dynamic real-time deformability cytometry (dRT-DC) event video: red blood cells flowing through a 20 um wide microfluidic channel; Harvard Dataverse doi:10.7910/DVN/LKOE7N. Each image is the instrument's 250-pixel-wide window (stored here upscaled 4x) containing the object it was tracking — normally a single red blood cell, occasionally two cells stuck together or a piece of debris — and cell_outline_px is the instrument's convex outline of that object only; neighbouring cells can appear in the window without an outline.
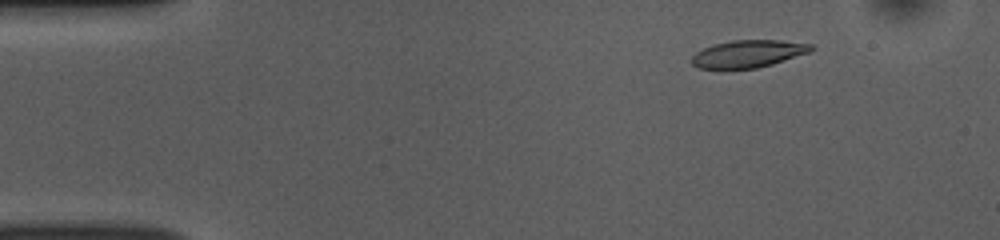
{"species": "common noctule bat (a hibernating species)", "species_latin": "Nyctalus noctula", "temperature_condition": "room temperature", "stored_images_in_passage": 52, "camera_frame_rate_fps": 3000, "um_per_image_px": 0.085, "animal": {"sex": "female", "body_mass_g": 10.0, "forearm_length_mm": 53.1}, "frame": {"image": 1, "passage_image": 7, "time_ms": 2.0, "image_size_px": [1000, 240], "cell_outline_px": [[816, 48], [812, 52], [772, 64], [756, 68], [700, 68], [692, 64], [688, 60], [696, 52], [704, 48], [716, 44], [732, 40], [776, 40], [812, 44]], "centroid_in_image_um": [63.63, 4.57], "position_along_channel_um": 21.4, "area_um2": 19.02}}
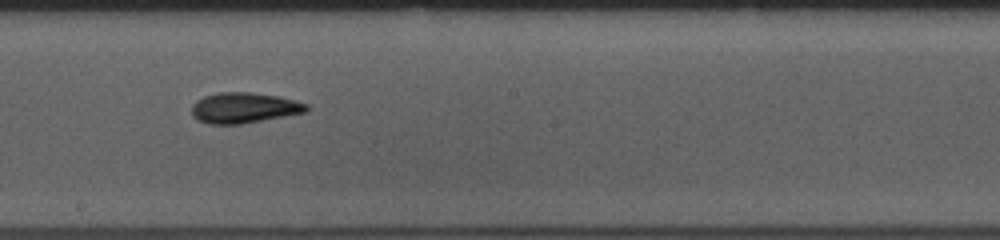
{"frame": {"image": 2, "passage_image": 29, "time_ms": 9.333, "image_size_px": [1000, 240], "cell_outline_px": [[308, 112], [240, 124], [208, 124], [196, 120], [192, 116], [192, 104], [196, 100], [204, 96], [220, 92], [248, 92], [280, 96], [296, 100], [308, 104]], "centroid_in_image_um": [20.74, 9.16], "position_along_channel_um": 227.5, "area_um2": 20.63}}
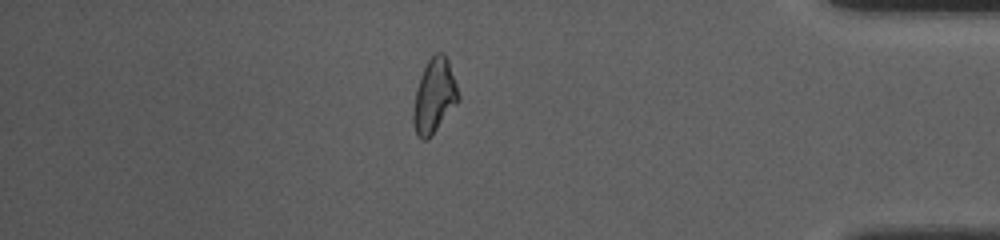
{"frame": {"image": 3, "passage_image": 45, "time_ms": 14.667, "image_size_px": [1000, 240], "cell_outline_px": [[460, 100], [432, 136], [428, 140], [420, 140], [416, 136], [412, 120], [412, 112], [416, 88], [420, 76], [428, 60], [436, 52], [444, 52], [448, 60], [460, 96]], "centroid_in_image_um": [36.9, 8.2], "position_along_channel_um": 398.3, "area_um2": 19.83}, "authors_computed_cell_mechanics": {"area_um2": 19.8254, "velocity_mm_per_s": 3.8573, "shape_relaxation_time_tau1_ms": 3.8346, "shape_relaxation_time_tau2_ms": 4.4536, "deformation_change_tau1": 0.1585, "deformation_change_tau2": 0.0861}}